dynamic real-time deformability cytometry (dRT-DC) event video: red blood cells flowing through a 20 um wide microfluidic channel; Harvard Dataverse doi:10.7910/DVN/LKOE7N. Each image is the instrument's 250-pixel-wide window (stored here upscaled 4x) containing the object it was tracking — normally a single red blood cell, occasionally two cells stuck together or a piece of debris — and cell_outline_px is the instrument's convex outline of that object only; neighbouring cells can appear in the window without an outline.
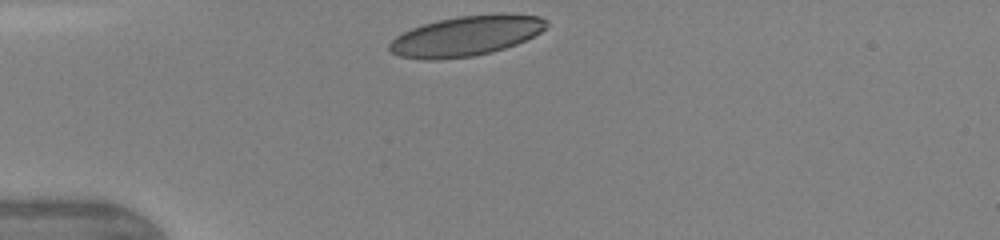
{"species": "human", "species_latin": "Homo sapiens", "temperature_condition": "warm", "stored_images_in_passage": 8, "camera_frame_rate_fps": 3000, "um_per_image_px": 0.085, "donor": {"sex": "female"}, "frame": {"image": 1, "passage_image": 1, "time_ms": 0.0, "image_size_px": [1000, 240], "cell_outline_px": [[548, 24], [540, 32], [516, 44], [492, 52], [472, 56], [436, 60], [428, 60], [400, 56], [392, 52], [388, 48], [388, 44], [396, 36], [412, 28], [424, 24], [440, 20], [460, 16], [504, 12], [540, 16], [548, 20]], "centroid_in_image_um": [39.64, 3.04], "position_along_channel_um": 45.4, "area_um2": 36.65}}